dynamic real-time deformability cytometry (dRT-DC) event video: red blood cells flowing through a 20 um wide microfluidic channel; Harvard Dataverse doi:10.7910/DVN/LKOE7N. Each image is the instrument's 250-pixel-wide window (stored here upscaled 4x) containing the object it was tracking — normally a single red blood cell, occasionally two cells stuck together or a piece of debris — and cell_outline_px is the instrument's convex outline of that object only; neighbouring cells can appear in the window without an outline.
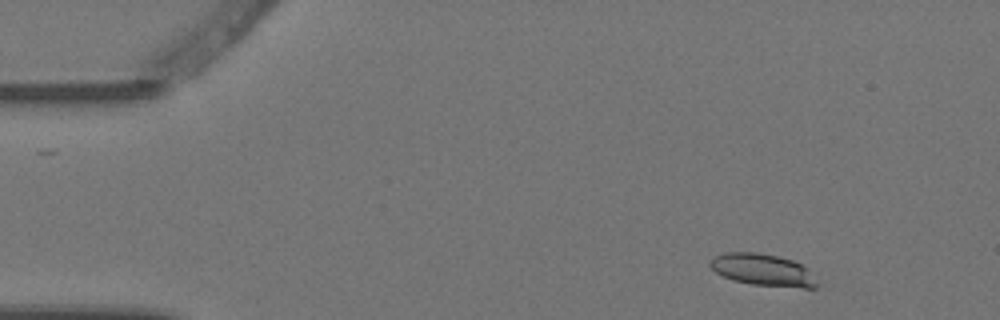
{"species": "Egyptian fruit bat (a non-hibernating species)", "species_latin": "Rousettus aegyptiacus", "temperature_condition": "warm", "stored_images_in_passage": 5, "camera_frame_rate_fps": 3000, "um_per_image_px": 0.085, "animal": {"sex": "female"}, "frame": {"image": 1, "passage_image": 1, "time_ms": 0.0, "image_size_px": [1000, 320], "cell_outline_px": [[816, 288], [804, 288], [752, 284], [732, 280], [716, 272], [708, 264], [708, 260], [712, 256], [724, 252], [756, 252], [776, 256], [792, 260], [808, 268], [816, 284]], "centroid_in_image_um": [64.77, 22.92], "position_along_channel_um": 20.2, "area_um2": 19.83}}